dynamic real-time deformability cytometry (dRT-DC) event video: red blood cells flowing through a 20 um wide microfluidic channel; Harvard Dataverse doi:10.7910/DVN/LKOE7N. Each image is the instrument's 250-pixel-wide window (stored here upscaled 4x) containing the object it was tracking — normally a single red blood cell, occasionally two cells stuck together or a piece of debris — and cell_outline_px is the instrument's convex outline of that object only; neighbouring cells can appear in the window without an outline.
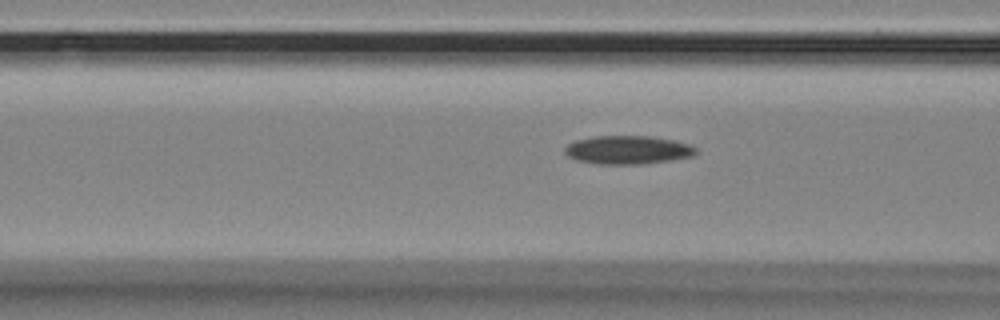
{"species": "Egyptian fruit bat (a non-hibernating species)", "species_latin": "Rousettus aegyptiacus", "temperature_condition": "room temperature", "stored_images_in_passage": 43, "camera_frame_rate_fps": 3000, "um_per_image_px": 0.085, "animal": {"sex": "female"}, "frame": {"image": 1, "passage_image": 7, "time_ms": 2.0, "image_size_px": [1000, 320], "cell_outline_px": [[696, 156], [672, 160], [644, 164], [596, 164], [576, 160], [568, 156], [564, 152], [564, 148], [568, 144], [576, 140], [596, 136], [648, 136], [676, 140], [688, 144], [696, 148]], "centroid_in_image_um": [53.38, 12.75], "position_along_channel_um": 113.2, "area_um2": 21.91}}
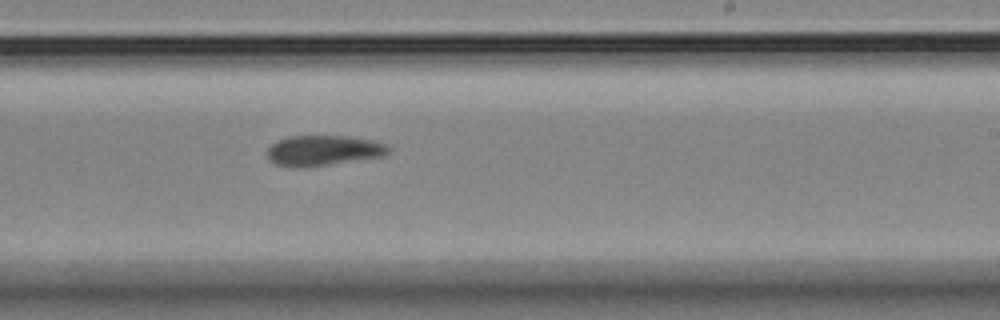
{"frame": {"image": 2, "passage_image": 20, "time_ms": 6.333, "image_size_px": [1000, 320], "cell_outline_px": [[392, 148], [384, 156], [328, 164], [276, 164], [268, 156], [268, 148], [276, 140], [288, 136], [348, 136], [372, 140], [384, 144]], "centroid_in_image_um": [27.56, 12.73], "position_along_channel_um": 261.4, "area_um2": 20.46}}
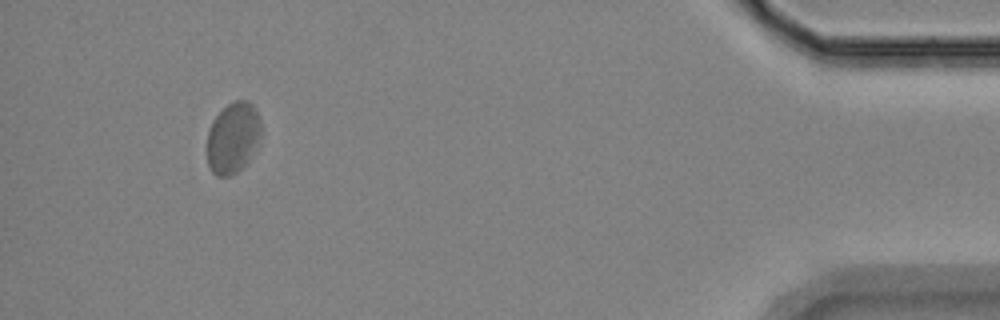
{"frame": {"image": 3, "passage_image": 39, "time_ms": 12.667, "image_size_px": [1000, 320], "cell_outline_px": [[260, 136], [248, 164], [236, 172], [228, 176], [216, 176], [212, 172], [208, 164], [208, 132], [216, 116], [228, 104], [236, 100], [248, 100], [252, 104], [260, 120]], "centroid_in_image_um": [19.81, 11.73], "position_along_channel_um": 415.4, "area_um2": 22.08}, "authors_computed_cell_mechanics": {"area_um2": 21.7906, "velocity_mm_per_s": 3.4221, "shape_relaxation_time_tau1_ms": null, "shape_relaxation_time_tau2_ms": 8.4845, "deformation_change_tau1": null, "deformation_change_tau2": 0.1205}}